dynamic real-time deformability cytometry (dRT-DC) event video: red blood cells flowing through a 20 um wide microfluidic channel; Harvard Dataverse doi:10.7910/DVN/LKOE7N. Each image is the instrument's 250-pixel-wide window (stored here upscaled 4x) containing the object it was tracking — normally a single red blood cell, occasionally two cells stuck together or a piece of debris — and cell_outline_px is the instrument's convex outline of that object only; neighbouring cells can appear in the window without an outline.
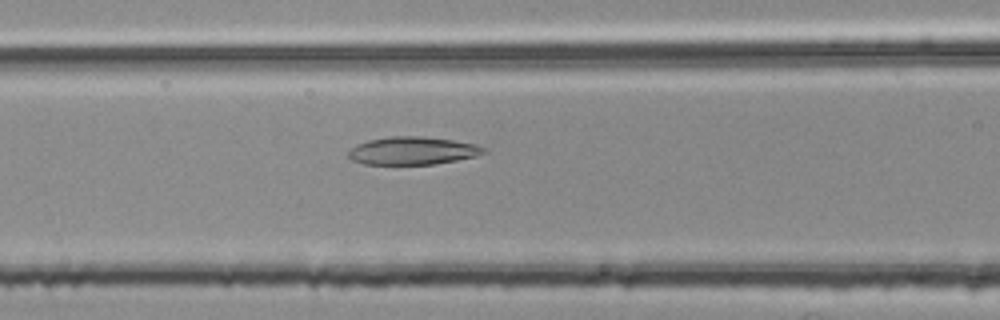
{"species": "common noctule bat (a hibernating species)", "species_latin": "Nyctalus noctula", "temperature_condition": "room temperature", "stored_images_in_passage": 43, "camera_frame_rate_fps": 3000, "um_per_image_px": 0.085, "animal": {"sex": "female", "body_mass_g": 25.1}, "frame": {"image": 1, "passage_image": 11, "time_ms": 3.333, "image_size_px": [1000, 320], "cell_outline_px": [[488, 152], [476, 156], [456, 160], [432, 164], [364, 164], [352, 160], [348, 156], [348, 152], [356, 144], [368, 140], [388, 136], [424, 136], [452, 140], [476, 144], [488, 148]], "centroid_in_image_um": [35.09, 12.8], "position_along_channel_um": 131.5, "area_um2": 22.08}}
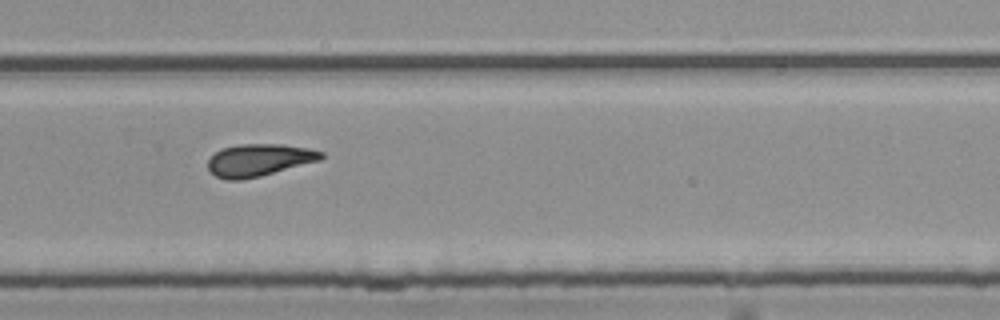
{"frame": {"image": 2, "passage_image": 25, "time_ms": 8.0, "image_size_px": [1000, 320], "cell_outline_px": [[324, 156], [320, 160], [260, 176], [240, 180], [224, 180], [216, 176], [208, 168], [208, 160], [220, 148], [240, 144], [280, 144], [308, 148], [324, 152]], "centroid_in_image_um": [22.0, 13.6], "position_along_channel_um": 307.8, "area_um2": 21.21}}
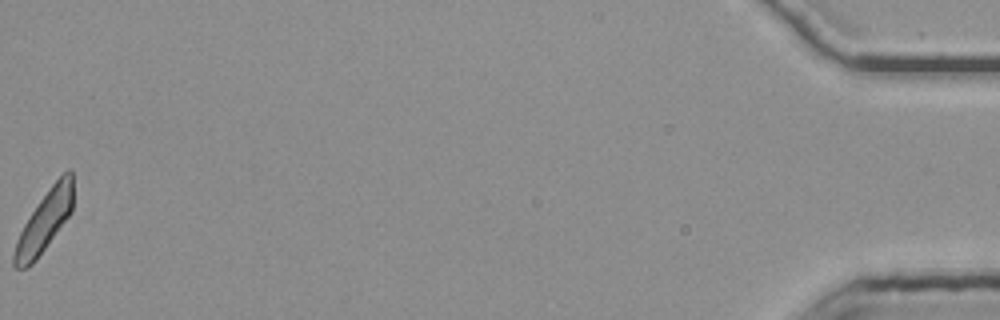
{"frame": {"image": 3, "passage_image": 43, "time_ms": 14.0, "image_size_px": [1000, 320], "cell_outline_px": [[72, 212], [36, 260], [28, 268], [16, 268], [12, 264], [12, 256], [16, 240], [24, 224], [40, 200], [52, 184], [68, 168], [72, 172]], "centroid_in_image_um": [3.76, 18.86], "position_along_channel_um": 431.4, "area_um2": 20.58}, "authors_computed_cell_mechanics": {"area_um2": 21.1548, "velocity_mm_per_s": 3.7882, "shape_relaxation_time_tau1_ms": null, "shape_relaxation_time_tau2_ms": 3.5508, "deformation_change_tau1": null, "deformation_change_tau2": 0.123}}